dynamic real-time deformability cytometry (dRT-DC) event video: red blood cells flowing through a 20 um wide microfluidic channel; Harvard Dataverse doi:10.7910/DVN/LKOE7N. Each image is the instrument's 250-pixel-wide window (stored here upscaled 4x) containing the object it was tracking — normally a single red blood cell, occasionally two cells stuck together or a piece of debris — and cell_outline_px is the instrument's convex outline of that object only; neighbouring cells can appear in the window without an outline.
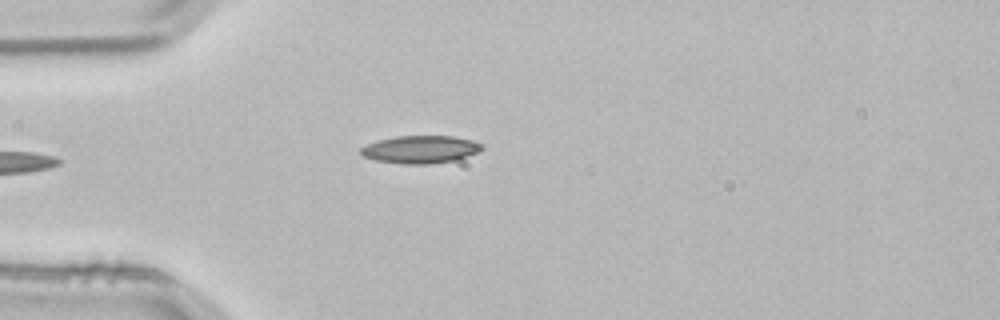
{"species": "common noctule bat (a hibernating species)", "species_latin": "Nyctalus noctula", "temperature_condition": "room temperature", "stored_images_in_passage": 3, "camera_frame_rate_fps": 3000, "um_per_image_px": 0.085, "animal": {"sex": "male", "body_mass_g": 21.5, "forearm_length_mm": 52.0}, "frame": {"image": 1, "passage_image": 3, "time_ms": 0.667, "image_size_px": [1000, 320], "cell_outline_px": [[484, 148], [476, 152], [456, 160], [432, 164], [404, 164], [376, 160], [364, 156], [360, 152], [360, 148], [368, 144], [380, 140], [396, 136], [452, 136], [472, 140], [484, 144]], "centroid_in_image_um": [35.77, 12.7], "position_along_channel_um": 49.2, "area_um2": 19.42}}